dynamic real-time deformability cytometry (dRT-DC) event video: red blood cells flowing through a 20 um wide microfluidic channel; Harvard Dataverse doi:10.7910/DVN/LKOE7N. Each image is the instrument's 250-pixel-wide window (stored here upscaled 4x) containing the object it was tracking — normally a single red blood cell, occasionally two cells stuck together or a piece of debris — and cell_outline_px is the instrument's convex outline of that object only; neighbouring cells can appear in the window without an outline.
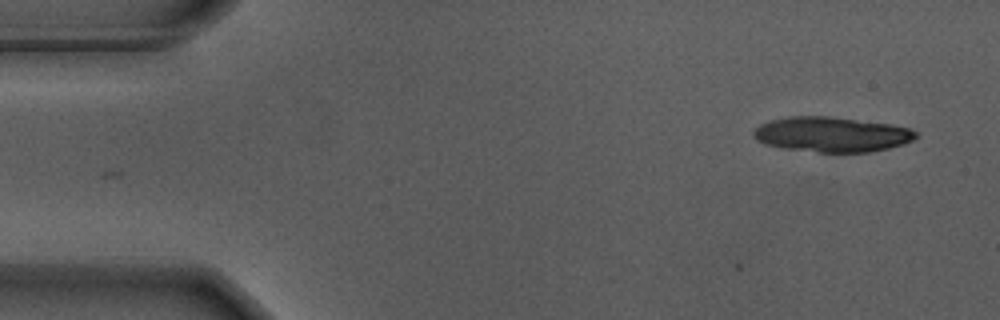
{"species": "Egyptian fruit bat (a non-hibernating species)", "species_latin": "Rousettus aegyptiacus", "temperature_condition": "warm", "stored_images_in_passage": 8, "camera_frame_rate_fps": 3000, "um_per_image_px": 0.085, "animal": {"sex": "male"}, "frame": {"image": 1, "passage_image": 1, "time_ms": 0.0, "image_size_px": [1000, 320], "cell_outline_px": [[920, 136], [904, 144], [888, 148], [868, 152], [820, 152], [788, 148], [768, 144], [756, 140], [752, 136], [752, 132], [760, 124], [768, 120], [788, 116], [828, 116], [892, 124], [912, 128]], "centroid_in_image_um": [70.72, 11.41], "position_along_channel_um": 14.3, "area_um2": 33.18}}